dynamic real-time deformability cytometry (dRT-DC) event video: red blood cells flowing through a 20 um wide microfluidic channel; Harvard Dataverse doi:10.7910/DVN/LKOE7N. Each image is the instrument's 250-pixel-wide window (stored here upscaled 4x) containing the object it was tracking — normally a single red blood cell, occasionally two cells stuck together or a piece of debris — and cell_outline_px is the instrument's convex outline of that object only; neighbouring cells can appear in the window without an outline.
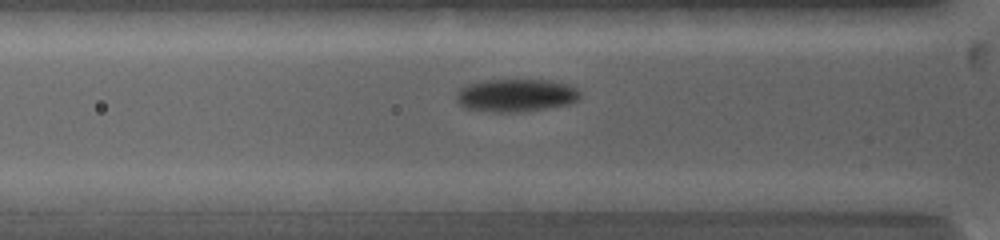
{"species": "common noctule bat (a hibernating species)", "species_latin": "Nyctalus noctula", "temperature_condition": "warm", "stored_images_in_passage": 14, "camera_frame_rate_fps": 5000, "um_per_image_px": 0.085, "animal": {"sex": "female", "body_mass_g": 19.0, "forearm_length_mm": 53.3}, "frame": {"image": 1, "passage_image": 3, "time_ms": 0.4, "image_size_px": [1000, 240], "cell_outline_px": [[580, 100], [568, 104], [520, 112], [492, 112], [464, 108], [456, 100], [456, 96], [460, 88], [464, 84], [484, 80], [552, 80], [568, 84], [576, 88], [580, 92]], "centroid_in_image_um": [43.84, 8.09], "position_along_channel_um": 82.0, "area_um2": 23.87}}
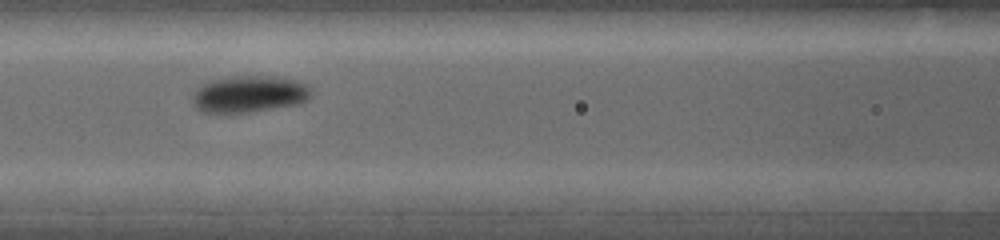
{"frame": {"image": 2, "passage_image": 9, "time_ms": 2.0, "image_size_px": [1000, 240], "cell_outline_px": [[312, 96], [300, 104], [252, 112], [200, 112], [192, 104], [192, 96], [196, 88], [200, 84], [212, 80], [232, 76], [276, 76], [296, 80], [308, 84], [312, 88]], "centroid_in_image_um": [21.2, 7.99], "position_along_channel_um": 145.4, "area_um2": 25.89}}
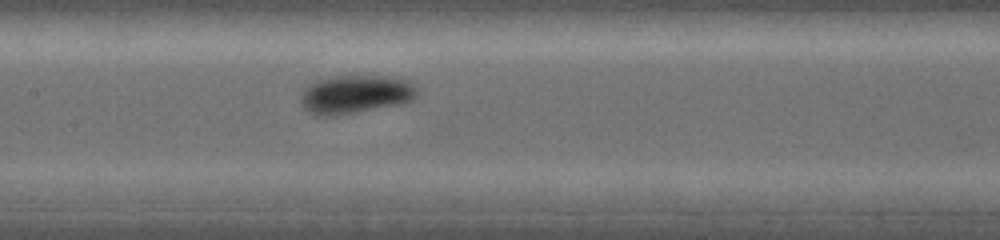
{"frame": {"image": 3, "passage_image": 12, "time_ms": 2.8, "image_size_px": [1000, 240], "cell_outline_px": [[416, 96], [412, 100], [400, 104], [356, 112], [332, 116], [316, 116], [308, 112], [300, 104], [300, 96], [304, 88], [308, 84], [316, 80], [332, 76], [356, 72], [392, 76], [408, 80], [416, 88]], "centroid_in_image_um": [30.17, 7.96], "position_along_channel_um": 177.2, "area_um2": 27.17}}